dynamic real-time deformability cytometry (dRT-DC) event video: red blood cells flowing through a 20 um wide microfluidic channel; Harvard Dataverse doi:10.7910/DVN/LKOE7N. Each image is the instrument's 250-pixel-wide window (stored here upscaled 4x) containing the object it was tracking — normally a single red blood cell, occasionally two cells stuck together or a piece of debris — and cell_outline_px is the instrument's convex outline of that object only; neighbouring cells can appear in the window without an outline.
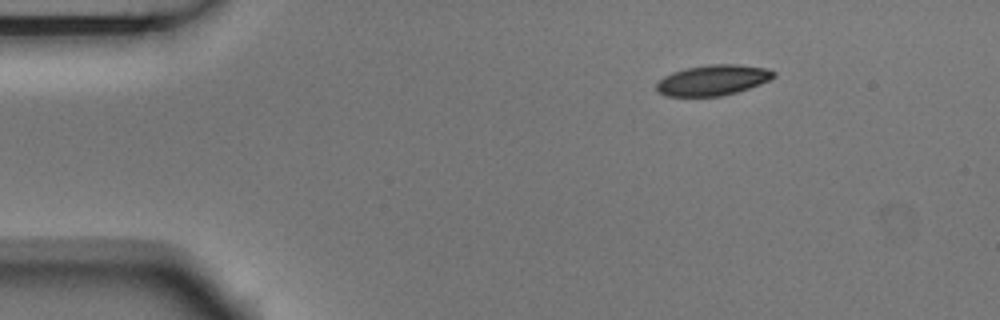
{"species": "Egyptian fruit bat (a non-hibernating species)", "species_latin": "Rousettus aegyptiacus", "temperature_condition": "room temperature", "stored_images_in_passage": 3, "camera_frame_rate_fps": 3000, "um_per_image_px": 0.085, "animal": {"sex": "male"}, "frame": {"image": 1, "passage_image": 1, "time_ms": 0.0, "image_size_px": [1000, 320], "cell_outline_px": [[776, 76], [760, 84], [736, 92], [720, 96], [664, 96], [656, 92], [656, 84], [664, 76], [672, 72], [684, 68], [708, 64], [740, 64], [768, 68], [776, 72]], "centroid_in_image_um": [60.58, 6.8], "position_along_channel_um": 24.4, "area_um2": 21.04}}